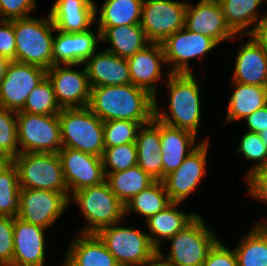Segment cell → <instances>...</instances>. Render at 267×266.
<instances>
[{"instance_id": "6da1fadb", "label": "cell", "mask_w": 267, "mask_h": 266, "mask_svg": "<svg viewBox=\"0 0 267 266\" xmlns=\"http://www.w3.org/2000/svg\"><path fill=\"white\" fill-rule=\"evenodd\" d=\"M88 108L103 122H151L155 115V97L132 83L98 86L91 88Z\"/></svg>"}, {"instance_id": "7a4b0ae2", "label": "cell", "mask_w": 267, "mask_h": 266, "mask_svg": "<svg viewBox=\"0 0 267 266\" xmlns=\"http://www.w3.org/2000/svg\"><path fill=\"white\" fill-rule=\"evenodd\" d=\"M169 113L159 111L155 101L154 117L172 127L192 132L197 136L200 123L199 86L192 73H168ZM171 116V117H170Z\"/></svg>"}, {"instance_id": "3957f363", "label": "cell", "mask_w": 267, "mask_h": 266, "mask_svg": "<svg viewBox=\"0 0 267 266\" xmlns=\"http://www.w3.org/2000/svg\"><path fill=\"white\" fill-rule=\"evenodd\" d=\"M16 38V61L44 69L53 66V34L56 30L50 15L47 19L25 17L13 20Z\"/></svg>"}, {"instance_id": "277c9868", "label": "cell", "mask_w": 267, "mask_h": 266, "mask_svg": "<svg viewBox=\"0 0 267 266\" xmlns=\"http://www.w3.org/2000/svg\"><path fill=\"white\" fill-rule=\"evenodd\" d=\"M58 117L62 148L102 157L105 149L103 121L88 107L62 109Z\"/></svg>"}, {"instance_id": "5b68a950", "label": "cell", "mask_w": 267, "mask_h": 266, "mask_svg": "<svg viewBox=\"0 0 267 266\" xmlns=\"http://www.w3.org/2000/svg\"><path fill=\"white\" fill-rule=\"evenodd\" d=\"M16 166L20 188L69 193L58 153H19Z\"/></svg>"}, {"instance_id": "8992f818", "label": "cell", "mask_w": 267, "mask_h": 266, "mask_svg": "<svg viewBox=\"0 0 267 266\" xmlns=\"http://www.w3.org/2000/svg\"><path fill=\"white\" fill-rule=\"evenodd\" d=\"M69 200L76 201L88 225L81 233H96L98 230L120 222L125 216V205L110 190L106 181L85 187L72 194Z\"/></svg>"}, {"instance_id": "52a82bcc", "label": "cell", "mask_w": 267, "mask_h": 266, "mask_svg": "<svg viewBox=\"0 0 267 266\" xmlns=\"http://www.w3.org/2000/svg\"><path fill=\"white\" fill-rule=\"evenodd\" d=\"M18 144L22 152L58 153L62 149L58 115H39L17 111Z\"/></svg>"}, {"instance_id": "ba28073f", "label": "cell", "mask_w": 267, "mask_h": 266, "mask_svg": "<svg viewBox=\"0 0 267 266\" xmlns=\"http://www.w3.org/2000/svg\"><path fill=\"white\" fill-rule=\"evenodd\" d=\"M117 224L106 226L95 234L120 266H141L157 249L146 232Z\"/></svg>"}, {"instance_id": "9c48e42d", "label": "cell", "mask_w": 267, "mask_h": 266, "mask_svg": "<svg viewBox=\"0 0 267 266\" xmlns=\"http://www.w3.org/2000/svg\"><path fill=\"white\" fill-rule=\"evenodd\" d=\"M198 215L182 231L169 240L171 250L164 257L175 266H202L211 248L218 241Z\"/></svg>"}, {"instance_id": "30bf717a", "label": "cell", "mask_w": 267, "mask_h": 266, "mask_svg": "<svg viewBox=\"0 0 267 266\" xmlns=\"http://www.w3.org/2000/svg\"><path fill=\"white\" fill-rule=\"evenodd\" d=\"M187 5L173 0H143L140 25L149 43H162L185 27Z\"/></svg>"}, {"instance_id": "8fae6325", "label": "cell", "mask_w": 267, "mask_h": 266, "mask_svg": "<svg viewBox=\"0 0 267 266\" xmlns=\"http://www.w3.org/2000/svg\"><path fill=\"white\" fill-rule=\"evenodd\" d=\"M47 77V70L32 64L11 61L0 86V107L20 111L31 91Z\"/></svg>"}, {"instance_id": "7c38bea8", "label": "cell", "mask_w": 267, "mask_h": 266, "mask_svg": "<svg viewBox=\"0 0 267 266\" xmlns=\"http://www.w3.org/2000/svg\"><path fill=\"white\" fill-rule=\"evenodd\" d=\"M69 198V193L20 188V210L17 217L46 229L64 213Z\"/></svg>"}, {"instance_id": "4fadbf2b", "label": "cell", "mask_w": 267, "mask_h": 266, "mask_svg": "<svg viewBox=\"0 0 267 266\" xmlns=\"http://www.w3.org/2000/svg\"><path fill=\"white\" fill-rule=\"evenodd\" d=\"M166 64L173 63L170 73H192L189 60L212 51L218 44L210 37L189 31L185 27L170 35L162 43Z\"/></svg>"}, {"instance_id": "5bb4252c", "label": "cell", "mask_w": 267, "mask_h": 266, "mask_svg": "<svg viewBox=\"0 0 267 266\" xmlns=\"http://www.w3.org/2000/svg\"><path fill=\"white\" fill-rule=\"evenodd\" d=\"M53 65L47 69V78L52 84L57 101L62 109L88 107L91 85L85 67L76 71L78 65Z\"/></svg>"}, {"instance_id": "9a60e30c", "label": "cell", "mask_w": 267, "mask_h": 266, "mask_svg": "<svg viewBox=\"0 0 267 266\" xmlns=\"http://www.w3.org/2000/svg\"><path fill=\"white\" fill-rule=\"evenodd\" d=\"M58 156L69 195L105 181L102 157L70 148H62Z\"/></svg>"}, {"instance_id": "2e32d148", "label": "cell", "mask_w": 267, "mask_h": 266, "mask_svg": "<svg viewBox=\"0 0 267 266\" xmlns=\"http://www.w3.org/2000/svg\"><path fill=\"white\" fill-rule=\"evenodd\" d=\"M208 139L201 142L184 159L178 169L162 180L171 202H182L188 197L206 174Z\"/></svg>"}, {"instance_id": "e0dca14e", "label": "cell", "mask_w": 267, "mask_h": 266, "mask_svg": "<svg viewBox=\"0 0 267 266\" xmlns=\"http://www.w3.org/2000/svg\"><path fill=\"white\" fill-rule=\"evenodd\" d=\"M185 28L208 36L217 44L223 40L236 38V34L226 24L219 0H200L195 7L188 4Z\"/></svg>"}, {"instance_id": "ac0fdd59", "label": "cell", "mask_w": 267, "mask_h": 266, "mask_svg": "<svg viewBox=\"0 0 267 266\" xmlns=\"http://www.w3.org/2000/svg\"><path fill=\"white\" fill-rule=\"evenodd\" d=\"M53 39V65H79L91 57L101 41L100 31L95 33L88 29L84 32L67 33L59 30Z\"/></svg>"}, {"instance_id": "d6986e66", "label": "cell", "mask_w": 267, "mask_h": 266, "mask_svg": "<svg viewBox=\"0 0 267 266\" xmlns=\"http://www.w3.org/2000/svg\"><path fill=\"white\" fill-rule=\"evenodd\" d=\"M46 229L14 217L12 266H43Z\"/></svg>"}, {"instance_id": "ffe728a7", "label": "cell", "mask_w": 267, "mask_h": 266, "mask_svg": "<svg viewBox=\"0 0 267 266\" xmlns=\"http://www.w3.org/2000/svg\"><path fill=\"white\" fill-rule=\"evenodd\" d=\"M131 83L148 91L155 97L157 82L161 78V63H166L161 43L150 42L135 55L127 59Z\"/></svg>"}, {"instance_id": "44dd1931", "label": "cell", "mask_w": 267, "mask_h": 266, "mask_svg": "<svg viewBox=\"0 0 267 266\" xmlns=\"http://www.w3.org/2000/svg\"><path fill=\"white\" fill-rule=\"evenodd\" d=\"M84 63L91 88L131 83L129 65L125 58L104 50L94 53Z\"/></svg>"}, {"instance_id": "7402d4cb", "label": "cell", "mask_w": 267, "mask_h": 266, "mask_svg": "<svg viewBox=\"0 0 267 266\" xmlns=\"http://www.w3.org/2000/svg\"><path fill=\"white\" fill-rule=\"evenodd\" d=\"M96 8L93 0H56L49 15L56 30L67 33L84 32L96 21Z\"/></svg>"}, {"instance_id": "603a6c76", "label": "cell", "mask_w": 267, "mask_h": 266, "mask_svg": "<svg viewBox=\"0 0 267 266\" xmlns=\"http://www.w3.org/2000/svg\"><path fill=\"white\" fill-rule=\"evenodd\" d=\"M250 38L238 52L232 80L267 87V50L253 35Z\"/></svg>"}, {"instance_id": "cb8c5ba5", "label": "cell", "mask_w": 267, "mask_h": 266, "mask_svg": "<svg viewBox=\"0 0 267 266\" xmlns=\"http://www.w3.org/2000/svg\"><path fill=\"white\" fill-rule=\"evenodd\" d=\"M196 137L190 131L172 127L160 121L163 179L178 169L184 159L197 147Z\"/></svg>"}, {"instance_id": "d4e9b609", "label": "cell", "mask_w": 267, "mask_h": 266, "mask_svg": "<svg viewBox=\"0 0 267 266\" xmlns=\"http://www.w3.org/2000/svg\"><path fill=\"white\" fill-rule=\"evenodd\" d=\"M64 266H120L95 233H82L71 242Z\"/></svg>"}, {"instance_id": "484cf974", "label": "cell", "mask_w": 267, "mask_h": 266, "mask_svg": "<svg viewBox=\"0 0 267 266\" xmlns=\"http://www.w3.org/2000/svg\"><path fill=\"white\" fill-rule=\"evenodd\" d=\"M178 205H180V202H171L163 210L146 220L151 231L148 235L150 242L157 250H160L159 241L161 239L169 240L198 216L197 214H186L183 211L177 210L176 207Z\"/></svg>"}, {"instance_id": "4316f807", "label": "cell", "mask_w": 267, "mask_h": 266, "mask_svg": "<svg viewBox=\"0 0 267 266\" xmlns=\"http://www.w3.org/2000/svg\"><path fill=\"white\" fill-rule=\"evenodd\" d=\"M101 40L112 46L106 51L125 59L135 55L149 42L140 24L109 27L101 34Z\"/></svg>"}, {"instance_id": "83f0119b", "label": "cell", "mask_w": 267, "mask_h": 266, "mask_svg": "<svg viewBox=\"0 0 267 266\" xmlns=\"http://www.w3.org/2000/svg\"><path fill=\"white\" fill-rule=\"evenodd\" d=\"M234 92L229 99L227 122L245 119L248 115L267 105V87L233 81Z\"/></svg>"}, {"instance_id": "f1b7e54d", "label": "cell", "mask_w": 267, "mask_h": 266, "mask_svg": "<svg viewBox=\"0 0 267 266\" xmlns=\"http://www.w3.org/2000/svg\"><path fill=\"white\" fill-rule=\"evenodd\" d=\"M105 181L110 190L126 205L135 195L147 189L156 180L136 165L124 171L107 173Z\"/></svg>"}, {"instance_id": "f546056e", "label": "cell", "mask_w": 267, "mask_h": 266, "mask_svg": "<svg viewBox=\"0 0 267 266\" xmlns=\"http://www.w3.org/2000/svg\"><path fill=\"white\" fill-rule=\"evenodd\" d=\"M142 4L143 0H105L98 31L102 34L109 27L140 24Z\"/></svg>"}, {"instance_id": "4dcf8cb0", "label": "cell", "mask_w": 267, "mask_h": 266, "mask_svg": "<svg viewBox=\"0 0 267 266\" xmlns=\"http://www.w3.org/2000/svg\"><path fill=\"white\" fill-rule=\"evenodd\" d=\"M264 0H219L226 24L240 38L245 35H252L259 23L256 10ZM254 27L250 31H244L251 24ZM244 31V32H243Z\"/></svg>"}, {"instance_id": "1f68e13d", "label": "cell", "mask_w": 267, "mask_h": 266, "mask_svg": "<svg viewBox=\"0 0 267 266\" xmlns=\"http://www.w3.org/2000/svg\"><path fill=\"white\" fill-rule=\"evenodd\" d=\"M267 224L258 223L234 249L238 266H267Z\"/></svg>"}, {"instance_id": "d6a6232c", "label": "cell", "mask_w": 267, "mask_h": 266, "mask_svg": "<svg viewBox=\"0 0 267 266\" xmlns=\"http://www.w3.org/2000/svg\"><path fill=\"white\" fill-rule=\"evenodd\" d=\"M20 210V185L12 161L0 163V216L17 217Z\"/></svg>"}, {"instance_id": "836d02e7", "label": "cell", "mask_w": 267, "mask_h": 266, "mask_svg": "<svg viewBox=\"0 0 267 266\" xmlns=\"http://www.w3.org/2000/svg\"><path fill=\"white\" fill-rule=\"evenodd\" d=\"M171 203L163 181H155L147 189L135 195L125 205V215L130 211L138 212L147 220Z\"/></svg>"}, {"instance_id": "e575fe53", "label": "cell", "mask_w": 267, "mask_h": 266, "mask_svg": "<svg viewBox=\"0 0 267 266\" xmlns=\"http://www.w3.org/2000/svg\"><path fill=\"white\" fill-rule=\"evenodd\" d=\"M61 110L52 84L46 77L31 91L20 111L39 115H58Z\"/></svg>"}, {"instance_id": "d590c367", "label": "cell", "mask_w": 267, "mask_h": 266, "mask_svg": "<svg viewBox=\"0 0 267 266\" xmlns=\"http://www.w3.org/2000/svg\"><path fill=\"white\" fill-rule=\"evenodd\" d=\"M18 146L16 112L0 107V158L11 161L20 153Z\"/></svg>"}, {"instance_id": "8d00e7d4", "label": "cell", "mask_w": 267, "mask_h": 266, "mask_svg": "<svg viewBox=\"0 0 267 266\" xmlns=\"http://www.w3.org/2000/svg\"><path fill=\"white\" fill-rule=\"evenodd\" d=\"M131 120H111L103 122L104 146L112 147L127 143H135L137 133L143 124Z\"/></svg>"}, {"instance_id": "74e56055", "label": "cell", "mask_w": 267, "mask_h": 266, "mask_svg": "<svg viewBox=\"0 0 267 266\" xmlns=\"http://www.w3.org/2000/svg\"><path fill=\"white\" fill-rule=\"evenodd\" d=\"M102 161L105 175L134 167L137 165L136 144L127 143L119 146L105 147ZM107 167H110L112 170H108Z\"/></svg>"}, {"instance_id": "f35d334b", "label": "cell", "mask_w": 267, "mask_h": 266, "mask_svg": "<svg viewBox=\"0 0 267 266\" xmlns=\"http://www.w3.org/2000/svg\"><path fill=\"white\" fill-rule=\"evenodd\" d=\"M137 158L161 156L160 121L154 119L141 126L135 141Z\"/></svg>"}, {"instance_id": "ab89813d", "label": "cell", "mask_w": 267, "mask_h": 266, "mask_svg": "<svg viewBox=\"0 0 267 266\" xmlns=\"http://www.w3.org/2000/svg\"><path fill=\"white\" fill-rule=\"evenodd\" d=\"M238 152H241L247 160L257 161V163L250 169L246 178L252 172L267 167V148L261 140L259 133L247 131L241 139Z\"/></svg>"}, {"instance_id": "60d3db41", "label": "cell", "mask_w": 267, "mask_h": 266, "mask_svg": "<svg viewBox=\"0 0 267 266\" xmlns=\"http://www.w3.org/2000/svg\"><path fill=\"white\" fill-rule=\"evenodd\" d=\"M14 252V218L0 216V263L12 266Z\"/></svg>"}, {"instance_id": "b9f144b4", "label": "cell", "mask_w": 267, "mask_h": 266, "mask_svg": "<svg viewBox=\"0 0 267 266\" xmlns=\"http://www.w3.org/2000/svg\"><path fill=\"white\" fill-rule=\"evenodd\" d=\"M34 8H36L35 0H0L2 17L8 21L29 17V12Z\"/></svg>"}, {"instance_id": "7bdbcfd3", "label": "cell", "mask_w": 267, "mask_h": 266, "mask_svg": "<svg viewBox=\"0 0 267 266\" xmlns=\"http://www.w3.org/2000/svg\"><path fill=\"white\" fill-rule=\"evenodd\" d=\"M202 266H238V260L235 251L229 250L217 241Z\"/></svg>"}, {"instance_id": "ee69618b", "label": "cell", "mask_w": 267, "mask_h": 266, "mask_svg": "<svg viewBox=\"0 0 267 266\" xmlns=\"http://www.w3.org/2000/svg\"><path fill=\"white\" fill-rule=\"evenodd\" d=\"M0 27V55L10 61H16V38L13 28V20L1 22Z\"/></svg>"}, {"instance_id": "f6af8a7d", "label": "cell", "mask_w": 267, "mask_h": 266, "mask_svg": "<svg viewBox=\"0 0 267 266\" xmlns=\"http://www.w3.org/2000/svg\"><path fill=\"white\" fill-rule=\"evenodd\" d=\"M249 194L267 203V167L252 172L247 178Z\"/></svg>"}, {"instance_id": "bcb514c9", "label": "cell", "mask_w": 267, "mask_h": 266, "mask_svg": "<svg viewBox=\"0 0 267 266\" xmlns=\"http://www.w3.org/2000/svg\"><path fill=\"white\" fill-rule=\"evenodd\" d=\"M137 165L154 180H163V160L161 156L137 158Z\"/></svg>"}, {"instance_id": "7dc6e473", "label": "cell", "mask_w": 267, "mask_h": 266, "mask_svg": "<svg viewBox=\"0 0 267 266\" xmlns=\"http://www.w3.org/2000/svg\"><path fill=\"white\" fill-rule=\"evenodd\" d=\"M245 120L249 132L260 133L262 130H267V105L248 115Z\"/></svg>"}, {"instance_id": "c3c4849f", "label": "cell", "mask_w": 267, "mask_h": 266, "mask_svg": "<svg viewBox=\"0 0 267 266\" xmlns=\"http://www.w3.org/2000/svg\"><path fill=\"white\" fill-rule=\"evenodd\" d=\"M267 50V14L259 19L255 32L252 34Z\"/></svg>"}, {"instance_id": "681fc988", "label": "cell", "mask_w": 267, "mask_h": 266, "mask_svg": "<svg viewBox=\"0 0 267 266\" xmlns=\"http://www.w3.org/2000/svg\"><path fill=\"white\" fill-rule=\"evenodd\" d=\"M142 266H175L168 259H166L161 250H157L150 258H148Z\"/></svg>"}, {"instance_id": "f907efd6", "label": "cell", "mask_w": 267, "mask_h": 266, "mask_svg": "<svg viewBox=\"0 0 267 266\" xmlns=\"http://www.w3.org/2000/svg\"><path fill=\"white\" fill-rule=\"evenodd\" d=\"M10 62L11 61L8 58L0 55V86H1V83H2V81L4 79V76L6 74V70H7L8 64Z\"/></svg>"}, {"instance_id": "816d5d0a", "label": "cell", "mask_w": 267, "mask_h": 266, "mask_svg": "<svg viewBox=\"0 0 267 266\" xmlns=\"http://www.w3.org/2000/svg\"><path fill=\"white\" fill-rule=\"evenodd\" d=\"M260 138L261 140L264 142V144L266 145L267 148V130H262L260 133Z\"/></svg>"}, {"instance_id": "f5cc1de1", "label": "cell", "mask_w": 267, "mask_h": 266, "mask_svg": "<svg viewBox=\"0 0 267 266\" xmlns=\"http://www.w3.org/2000/svg\"><path fill=\"white\" fill-rule=\"evenodd\" d=\"M0 16H1L0 22L5 21V20L3 19V17H2L1 11H0Z\"/></svg>"}]
</instances>
